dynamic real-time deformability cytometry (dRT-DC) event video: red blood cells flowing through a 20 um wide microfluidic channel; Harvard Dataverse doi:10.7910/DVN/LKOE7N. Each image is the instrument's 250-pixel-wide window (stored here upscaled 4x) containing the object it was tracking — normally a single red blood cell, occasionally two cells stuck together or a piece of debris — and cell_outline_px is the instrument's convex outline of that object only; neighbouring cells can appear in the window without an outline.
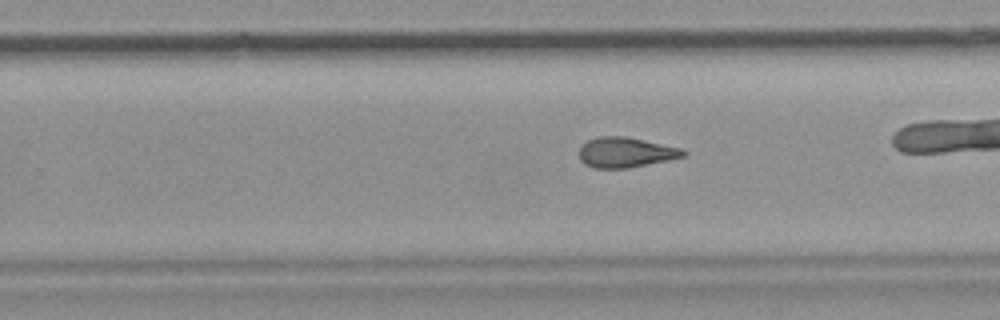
{"species": "common noctule bat (a hibernating species)", "species_latin": "Nyctalus noctula", "temperature_condition": "room temperature", "stored_images_in_passage": 34, "camera_frame_rate_fps": 3000, "um_per_image_px": 0.085, "animal": {"sex": "female", "body_mass_g": 19.9}, "frame": {"image": 1, "passage_image": 25, "time_ms": 8.0, "image_size_px": [1000, 320], "cell_outline_px": [[688, 152], [684, 156], [668, 160], [628, 168], [592, 168], [584, 164], [580, 160], [580, 148], [588, 140], [600, 136], [624, 136], [684, 148]], "centroid_in_image_um": [53.2, 12.95], "position_along_channel_um": 276.6, "area_um2": 18.32}}